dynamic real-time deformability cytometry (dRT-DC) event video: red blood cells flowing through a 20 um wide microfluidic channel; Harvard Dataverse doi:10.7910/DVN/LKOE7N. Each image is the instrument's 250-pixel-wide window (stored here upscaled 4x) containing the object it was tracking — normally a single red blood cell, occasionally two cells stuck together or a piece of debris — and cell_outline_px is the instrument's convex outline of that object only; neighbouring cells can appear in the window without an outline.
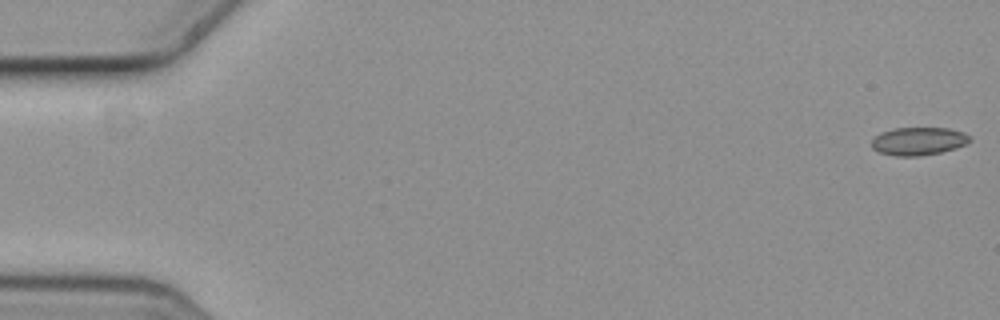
{"species": "common noctule bat (a hibernating species)", "species_latin": "Nyctalus noctula", "temperature_condition": "cold", "stored_images_in_passage": 6, "camera_frame_rate_fps": 3000, "um_per_image_px": 0.085, "animal": {"sex": "female", "body_mass_g": 19.3, "forearm_length_mm": 54.1}, "frame": {"image": 1, "passage_image": 1, "time_ms": 0.0, "image_size_px": [1000, 320], "cell_outline_px": [[972, 140], [968, 144], [956, 148], [940, 152], [920, 156], [896, 156], [880, 152], [872, 148], [872, 140], [880, 132], [892, 128], [948, 128], [964, 132], [972, 136]], "centroid_in_image_um": [78.12, 11.99], "position_along_channel_um": 6.9, "area_um2": 16.18}}
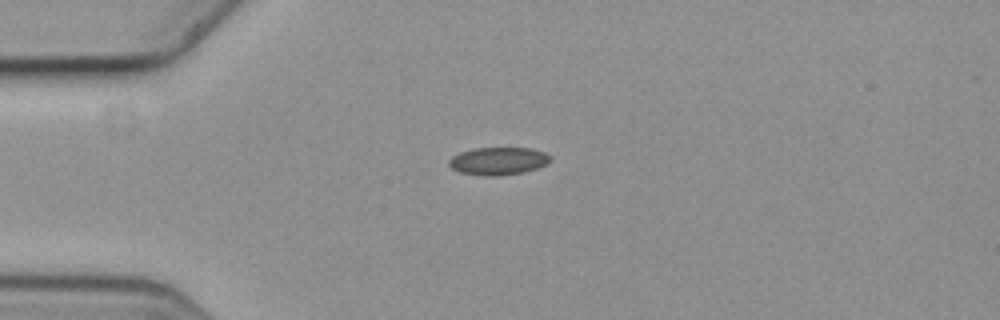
{"frame": {"image": 2, "passage_image": 5, "time_ms": 1.333, "image_size_px": [1000, 320], "cell_outline_px": [[552, 160], [548, 164], [524, 172], [500, 176], [488, 176], [460, 172], [452, 168], [448, 164], [448, 160], [452, 156], [460, 152], [472, 148], [532, 148], [544, 152], [552, 156]], "centroid_in_image_um": [42.38, 13.68], "position_along_channel_um": 42.6, "area_um2": 16.53}}